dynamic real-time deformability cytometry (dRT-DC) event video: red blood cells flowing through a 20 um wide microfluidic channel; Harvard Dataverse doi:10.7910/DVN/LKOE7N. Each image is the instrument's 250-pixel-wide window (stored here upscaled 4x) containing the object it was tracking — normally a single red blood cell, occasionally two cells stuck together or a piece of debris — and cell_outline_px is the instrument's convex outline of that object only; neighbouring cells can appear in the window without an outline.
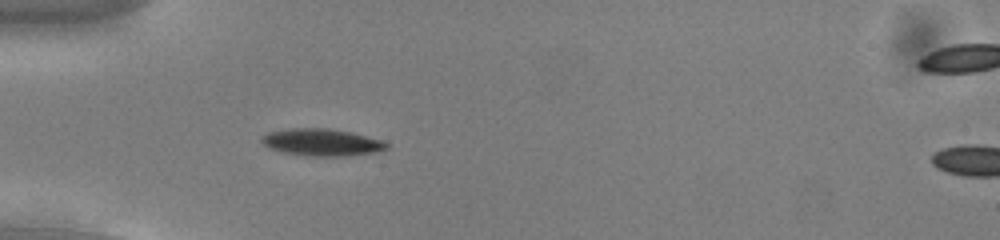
{"species": "common noctule bat (a hibernating species)", "species_latin": "Nyctalus noctula", "temperature_condition": "cold", "stored_images_in_passage": 55, "camera_frame_rate_fps": 3000, "um_per_image_px": 0.085, "animal": {"sex": "male", "body_mass_g": 13.0, "forearm_length_mm": 53.1}, "frame": {"image": 1, "passage_image": 17, "time_ms": 5.333, "image_size_px": [1000, 240], "cell_outline_px": [[388, 148], [376, 152], [344, 156], [316, 156], [284, 152], [268, 148], [260, 140], [260, 136], [268, 132], [288, 128], [328, 128], [352, 132], [384, 140], [388, 144]], "centroid_in_image_um": [27.35, 12.08], "position_along_channel_um": 57.6, "area_um2": 19.83}}
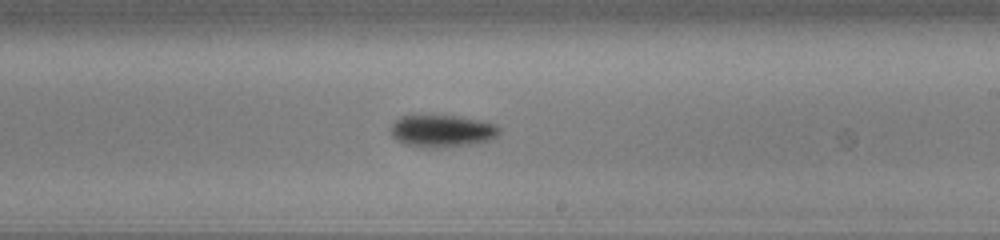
{"frame": {"image": 2, "passage_image": 33, "time_ms": 10.667, "image_size_px": [1000, 240], "cell_outline_px": [[500, 132], [496, 136], [488, 140], [468, 144], [428, 148], [404, 144], [396, 140], [392, 136], [392, 124], [396, 120], [404, 116], [460, 116], [484, 120], [496, 124], [500, 128]], "centroid_in_image_um": [37.6, 11.12], "position_along_channel_um": 251.4, "area_um2": 20.11}}
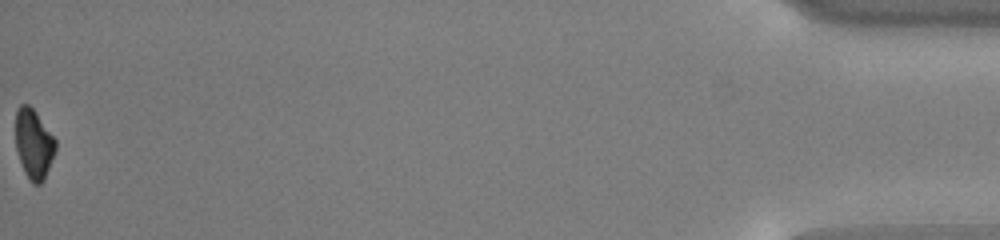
{"frame": {"image": 3, "passage_image": 55, "time_ms": 18.0, "image_size_px": [1000, 240], "cell_outline_px": [[56, 152], [44, 180], [40, 184], [32, 184], [24, 172], [16, 148], [16, 108], [20, 104], [28, 104], [36, 112], [56, 140]], "centroid_in_image_um": [2.88, 12.24], "position_along_channel_um": 432.3, "area_um2": 16.3}, "authors_computed_cell_mechanics": {"area_um2": 17.8602, "velocity_mm_per_s": 3.7832, "shape_relaxation_time_tau1_ms": 1.7482, "shape_relaxation_time_tau2_ms": null, "deformation_change_tau1": 0.0845, "deformation_change_tau2": null}}